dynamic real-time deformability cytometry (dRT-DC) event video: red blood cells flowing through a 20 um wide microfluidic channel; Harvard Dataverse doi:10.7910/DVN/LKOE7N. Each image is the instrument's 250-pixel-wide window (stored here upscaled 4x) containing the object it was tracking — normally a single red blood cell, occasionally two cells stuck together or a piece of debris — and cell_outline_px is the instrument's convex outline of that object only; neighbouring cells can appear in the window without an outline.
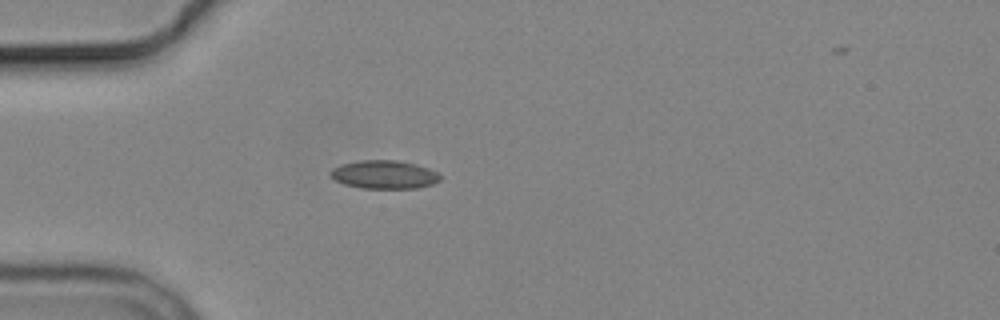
{"species": "common noctule bat (a hibernating species)", "species_latin": "Nyctalus noctula", "temperature_condition": "cold", "stored_images_in_passage": 2, "camera_frame_rate_fps": 3000, "um_per_image_px": 0.085, "animal": {"sex": "male", "body_mass_g": 19.2, "forearm_length_mm": 51.8}, "frame": {"image": 1, "passage_image": 1, "time_ms": 0.0, "image_size_px": [1000, 320], "cell_outline_px": [[440, 180], [432, 184], [416, 188], [360, 188], [344, 184], [336, 180], [328, 172], [332, 168], [340, 164], [360, 160], [396, 160], [416, 164], [428, 168], [436, 172], [440, 176]], "centroid_in_image_um": [32.63, 14.83], "position_along_channel_um": 52.4, "area_um2": 18.09}}